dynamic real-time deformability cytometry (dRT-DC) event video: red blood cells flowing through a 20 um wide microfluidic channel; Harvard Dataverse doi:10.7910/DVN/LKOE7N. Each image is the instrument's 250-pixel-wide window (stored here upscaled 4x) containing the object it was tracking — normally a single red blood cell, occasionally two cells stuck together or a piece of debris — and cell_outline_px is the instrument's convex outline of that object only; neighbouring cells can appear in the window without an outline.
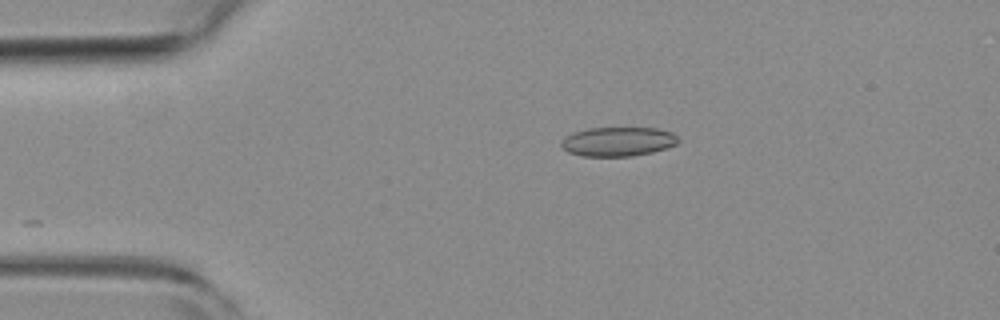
{"species": "common noctule bat (a hibernating species)", "species_latin": "Nyctalus noctula", "temperature_condition": "room temperature", "stored_images_in_passage": 20, "camera_frame_rate_fps": 3000, "um_per_image_px": 0.085, "animal": {"sex": "female", "body_mass_g": 19.3, "forearm_length_mm": 54.1}, "frame": {"image": 1, "passage_image": 1, "time_ms": 0.0, "image_size_px": [1000, 320], "cell_outline_px": [[680, 140], [676, 144], [652, 152], [632, 156], [584, 156], [568, 152], [560, 144], [560, 140], [572, 132], [588, 128], [656, 128], [672, 132]], "centroid_in_image_um": [52.5, 12.03], "position_along_channel_um": 32.5, "area_um2": 19.88}}
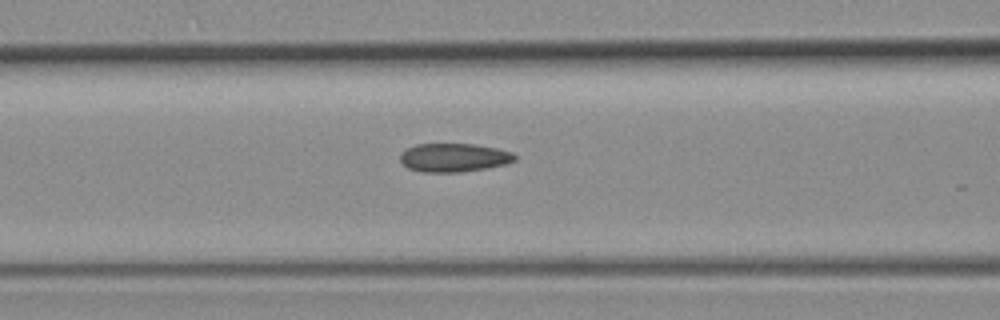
{"frame": {"image": 2, "passage_image": 12, "time_ms": 3.667, "image_size_px": [1000, 320], "cell_outline_px": [[516, 160], [508, 164], [488, 168], [460, 172], [424, 172], [408, 168], [400, 160], [400, 152], [416, 144], [476, 144], [496, 148], [512, 152], [516, 156]], "centroid_in_image_um": [38.61, 13.39], "position_along_channel_um": 128.0, "area_um2": 19.19}}
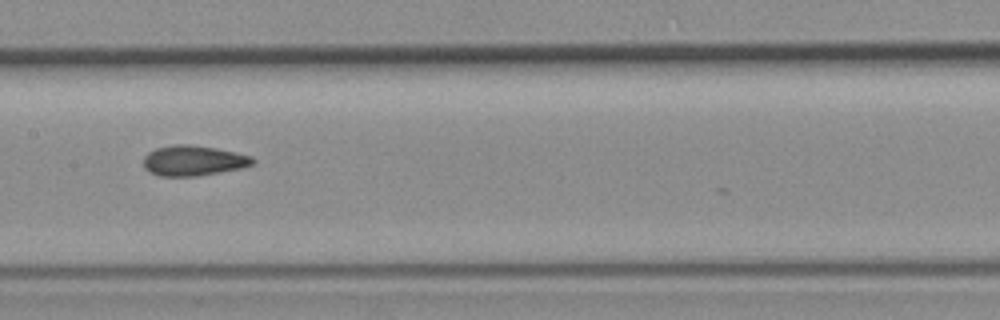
{"frame": {"image": 3, "passage_image": 17, "time_ms": 5.333, "image_size_px": [1000, 320], "cell_outline_px": [[256, 160], [252, 164], [240, 168], [196, 176], [160, 176], [148, 172], [144, 168], [144, 156], [148, 152], [156, 148], [172, 144], [188, 144], [216, 148], [236, 152], [252, 156]], "centroid_in_image_um": [16.41, 13.64], "position_along_channel_um": 191.0, "area_um2": 19.31}}